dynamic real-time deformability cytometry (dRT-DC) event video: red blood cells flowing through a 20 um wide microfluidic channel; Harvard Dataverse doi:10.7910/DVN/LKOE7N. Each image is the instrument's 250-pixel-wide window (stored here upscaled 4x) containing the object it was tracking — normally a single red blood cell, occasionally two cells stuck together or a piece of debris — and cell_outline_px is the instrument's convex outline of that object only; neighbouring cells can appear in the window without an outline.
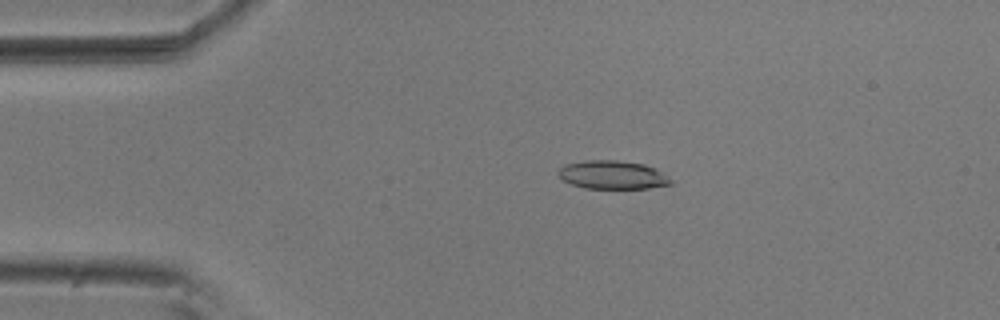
{"species": "common noctule bat (a hibernating species)", "species_latin": "Nyctalus noctula", "temperature_condition": "room temperature", "stored_images_in_passage": 4, "camera_frame_rate_fps": 3000, "um_per_image_px": 0.085, "animal": {"sex": "male", "body_mass_g": 20.5, "forearm_length_mm": 52.5}, "frame": {"image": 1, "passage_image": 3, "time_ms": 0.667, "image_size_px": [1000, 320], "cell_outline_px": [[672, 184], [648, 188], [584, 188], [572, 184], [564, 180], [556, 172], [564, 164], [584, 160], [616, 160], [644, 164], [652, 168], [672, 180]], "centroid_in_image_um": [52.01, 14.86], "position_along_channel_um": 33.0, "area_um2": 18.38}}